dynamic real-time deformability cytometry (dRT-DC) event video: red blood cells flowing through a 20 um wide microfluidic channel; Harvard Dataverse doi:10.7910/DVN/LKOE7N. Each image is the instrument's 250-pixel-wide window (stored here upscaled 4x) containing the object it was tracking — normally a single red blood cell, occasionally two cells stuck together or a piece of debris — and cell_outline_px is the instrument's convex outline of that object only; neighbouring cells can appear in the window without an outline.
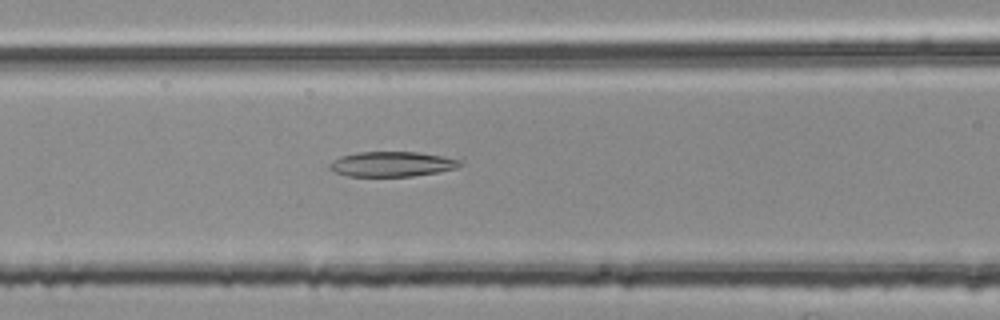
{"species": "common noctule bat (a hibernating species)", "species_latin": "Nyctalus noctula", "temperature_condition": "room temperature", "stored_images_in_passage": 39, "camera_frame_rate_fps": 3000, "um_per_image_px": 0.085, "animal": {"sex": "female", "body_mass_g": 25.1}, "frame": {"image": 1, "passage_image": 17, "time_ms": 5.333, "image_size_px": [1000, 320], "cell_outline_px": [[460, 164], [456, 168], [436, 172], [412, 176], [348, 176], [336, 172], [328, 168], [328, 164], [332, 160], [340, 156], [356, 152], [420, 152], [460, 160]], "centroid_in_image_um": [33.24, 13.94], "position_along_channel_um": 133.4, "area_um2": 18.84}}
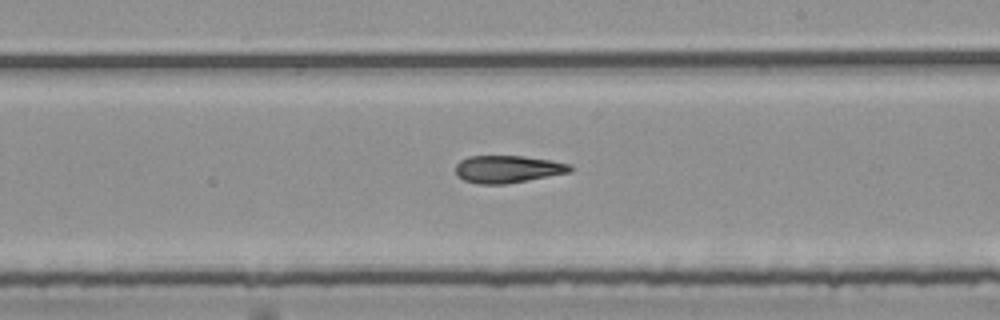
{"frame": {"image": 2, "passage_image": 26, "time_ms": 8.333, "image_size_px": [1000, 320], "cell_outline_px": [[572, 172], [504, 184], [476, 184], [464, 180], [456, 176], [456, 164], [460, 160], [468, 156], [524, 156], [552, 160], [572, 164]], "centroid_in_image_um": [43.16, 14.37], "position_along_channel_um": 245.8, "area_um2": 18.44}}
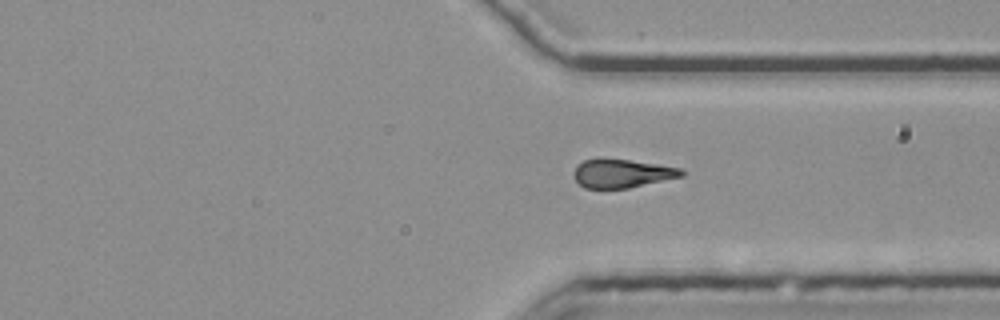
{"frame": {"image": 3, "passage_image": 35, "time_ms": 11.333, "image_size_px": [1000, 320], "cell_outline_px": [[684, 176], [628, 188], [584, 188], [572, 176], [572, 172], [584, 160], [596, 156], [604, 156], [656, 164], [680, 168], [684, 172]], "centroid_in_image_um": [52.82, 14.71], "position_along_channel_um": 358.6, "area_um2": 18.26}}